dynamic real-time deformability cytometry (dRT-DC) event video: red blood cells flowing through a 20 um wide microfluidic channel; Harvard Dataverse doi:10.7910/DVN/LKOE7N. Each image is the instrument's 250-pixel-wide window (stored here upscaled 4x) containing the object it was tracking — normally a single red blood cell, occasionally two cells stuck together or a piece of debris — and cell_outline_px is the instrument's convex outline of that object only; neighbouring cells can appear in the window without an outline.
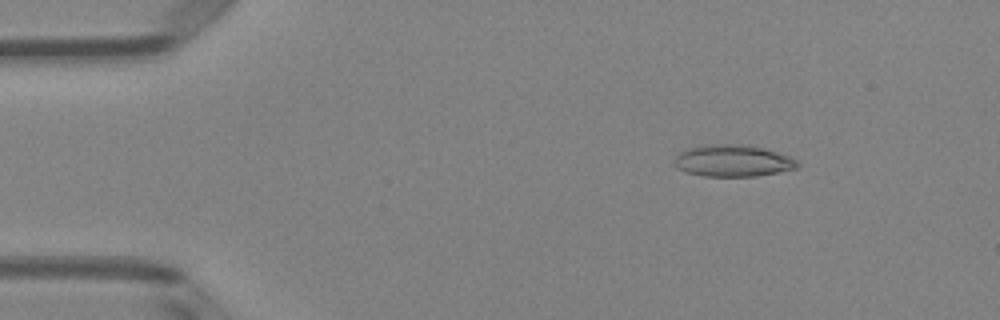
{"species": "Egyptian fruit bat (a non-hibernating species)", "species_latin": "Rousettus aegyptiacus", "temperature_condition": "room temperature", "stored_images_in_passage": 48, "camera_frame_rate_fps": 3000, "um_per_image_px": 0.085, "animal": {"sex": "female"}, "frame": {"image": 1, "passage_image": 5, "time_ms": 1.333, "image_size_px": [1000, 320], "cell_outline_px": [[800, 164], [796, 168], [756, 176], [704, 176], [688, 172], [676, 168], [672, 164], [672, 160], [680, 152], [688, 148], [704, 144], [748, 144], [764, 148], [788, 156], [796, 160]], "centroid_in_image_um": [62.24, 13.65], "position_along_channel_um": 22.8, "area_um2": 22.89}}
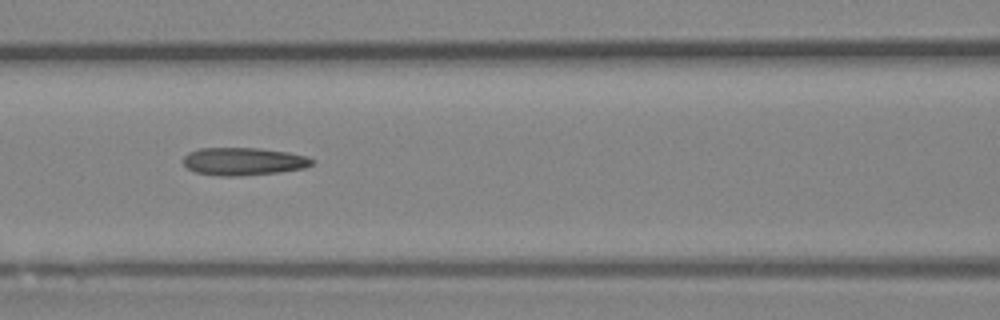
{"frame": {"image": 2, "passage_image": 20, "time_ms": 6.333, "image_size_px": [1000, 320], "cell_outline_px": [[316, 160], [312, 164], [304, 168], [280, 172], [240, 176], [220, 176], [196, 172], [188, 168], [184, 164], [184, 156], [188, 152], [200, 148], [260, 148], [288, 152], [308, 156]], "centroid_in_image_um": [20.73, 13.71], "position_along_channel_um": 145.9, "area_um2": 20.92}}
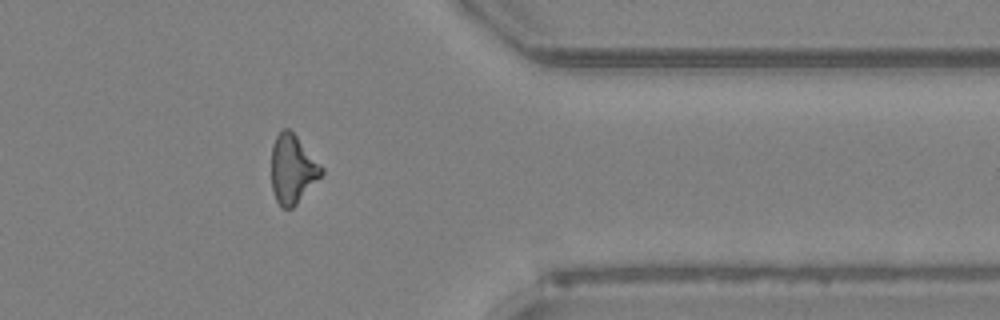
{"frame": {"image": 3, "passage_image": 39, "time_ms": 12.667, "image_size_px": [1000, 320], "cell_outline_px": [[324, 172], [296, 204], [292, 208], [280, 208], [272, 192], [272, 144], [276, 136], [284, 128], [288, 128], [296, 136], [324, 168]], "centroid_in_image_um": [24.85, 14.39], "position_along_channel_um": 386.6, "area_um2": 19.83}, "authors_computed_cell_mechanics": {"area_um2": 20.6635, "velocity_mm_per_s": 4.0324, "shape_relaxation_time_tau1_ms": 5.9468, "shape_relaxation_time_tau2_ms": 2.6232, "deformation_change_tau1": 0.1858, "deformation_change_tau2": 0.1468}}